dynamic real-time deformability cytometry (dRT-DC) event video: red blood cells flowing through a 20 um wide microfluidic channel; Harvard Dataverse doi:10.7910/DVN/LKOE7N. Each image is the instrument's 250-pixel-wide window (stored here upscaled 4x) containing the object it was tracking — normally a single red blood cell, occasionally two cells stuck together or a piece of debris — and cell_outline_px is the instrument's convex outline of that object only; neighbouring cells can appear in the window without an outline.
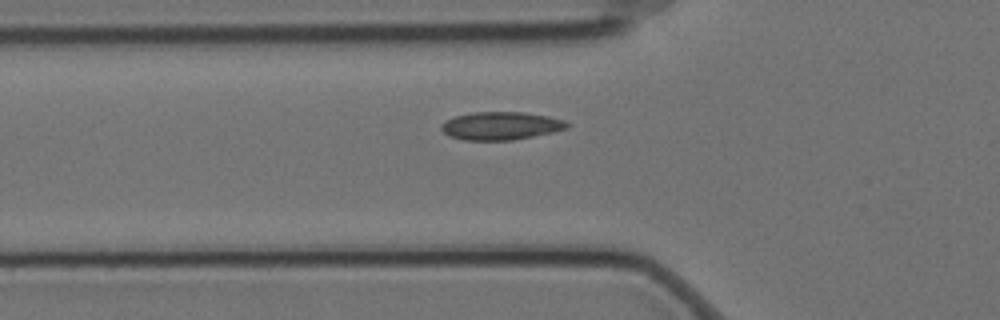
{"species": "Egyptian fruit bat (a non-hibernating species)", "species_latin": "Rousettus aegyptiacus", "temperature_condition": "cold", "stored_images_in_passage": 7, "camera_frame_rate_fps": 3000, "um_per_image_px": 0.085, "animal": {"sex": "female"}, "frame": {"image": 1, "passage_image": 6, "time_ms": 1.667, "image_size_px": [1000, 320], "cell_outline_px": [[568, 128], [552, 132], [512, 140], [464, 140], [448, 136], [440, 128], [440, 124], [444, 120], [456, 116], [472, 112], [524, 112], [548, 116], [564, 120], [568, 124]], "centroid_in_image_um": [42.52, 10.69], "position_along_channel_um": 83.3, "area_um2": 20.52}}
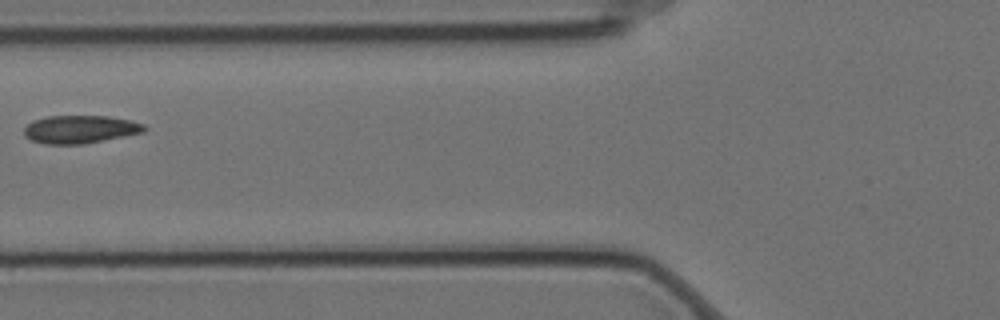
{"frame": {"image": 2, "passage_image": 7, "time_ms": 2.0, "image_size_px": [1000, 320], "cell_outline_px": [[148, 128], [144, 132], [84, 144], [44, 144], [32, 140], [24, 136], [24, 128], [32, 120], [48, 116], [108, 116], [132, 120], [144, 124]], "centroid_in_image_um": [6.82, 10.99], "position_along_channel_um": 119.0, "area_um2": 19.71}}